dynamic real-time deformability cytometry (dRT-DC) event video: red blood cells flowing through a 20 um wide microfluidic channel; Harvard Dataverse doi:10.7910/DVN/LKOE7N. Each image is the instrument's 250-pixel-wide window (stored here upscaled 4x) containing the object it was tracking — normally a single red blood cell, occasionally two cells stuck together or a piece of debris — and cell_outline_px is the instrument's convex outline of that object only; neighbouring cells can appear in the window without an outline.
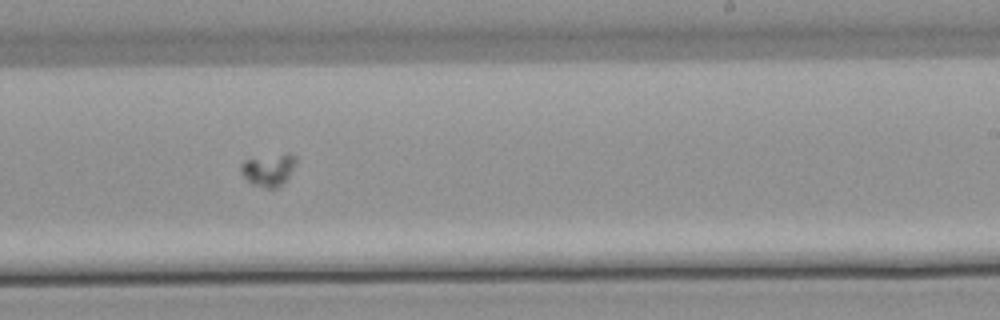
{"species": "common noctule bat (a hibernating species)", "species_latin": "Nyctalus noctula", "temperature_condition": "warm", "stored_images_in_passage": 49, "camera_frame_rate_fps": 3000, "um_per_image_px": 0.085, "animal": {"sex": "male", "body_mass_g": 21.5, "forearm_length_mm": 52.0}, "frame": {"image": 1, "passage_image": 28, "time_ms": 9.0, "image_size_px": [1000, 320], "cell_outline_px": [[296, 160], [288, 176], [276, 188], [268, 188], [252, 184], [240, 172], [240, 164], [244, 160], [288, 152], [296, 156]], "centroid_in_image_um": [22.8, 14.4], "position_along_channel_um": 266.2, "area_um2": 10.12}}
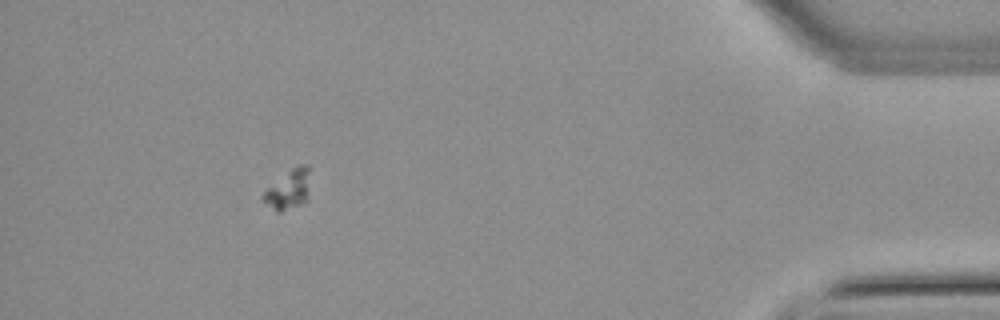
{"frame": {"image": 2, "passage_image": 44, "time_ms": 14.333, "image_size_px": [1000, 320], "cell_outline_px": [[308, 200], [300, 204], [280, 212], [276, 212], [264, 200], [264, 192], [268, 188], [292, 168], [300, 164], [308, 164]], "centroid_in_image_um": [24.56, 16.11], "position_along_channel_um": 410.6, "area_um2": 10.29}}